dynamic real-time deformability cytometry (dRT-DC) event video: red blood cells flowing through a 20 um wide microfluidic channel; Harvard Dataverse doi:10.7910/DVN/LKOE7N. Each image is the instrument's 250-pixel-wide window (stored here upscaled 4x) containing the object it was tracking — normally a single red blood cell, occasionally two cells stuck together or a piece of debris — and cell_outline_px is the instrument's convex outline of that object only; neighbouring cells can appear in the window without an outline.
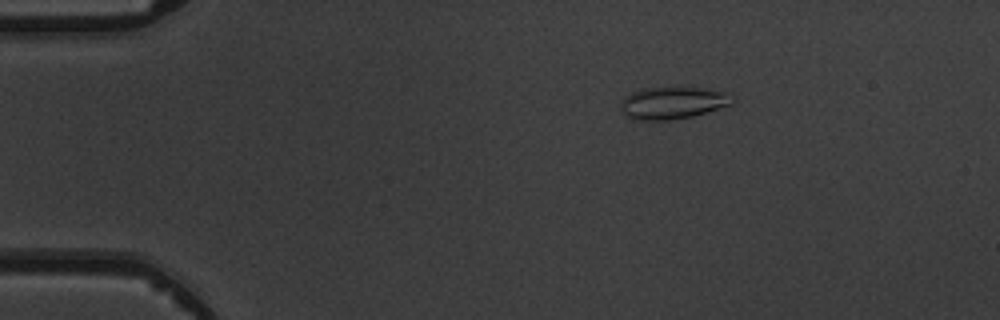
{"species": "common noctule bat (a hibernating species)", "species_latin": "Nyctalus noctula", "temperature_condition": "warm", "stored_images_in_passage": 5, "camera_frame_rate_fps": 3000, "um_per_image_px": 0.085, "animal": {"sex": "male", "body_mass_g": 19.5, "forearm_length_mm": 54.6}, "frame": {"image": 1, "passage_image": 3, "time_ms": 2.333, "image_size_px": [1000, 320], "cell_outline_px": [[736, 100], [732, 104], [708, 112], [692, 116], [668, 120], [636, 120], [624, 116], [620, 108], [624, 96], [632, 92], [644, 88], [680, 84], [724, 92]], "centroid_in_image_um": [57.16, 8.7], "position_along_channel_um": 27.8, "area_um2": 21.68}}
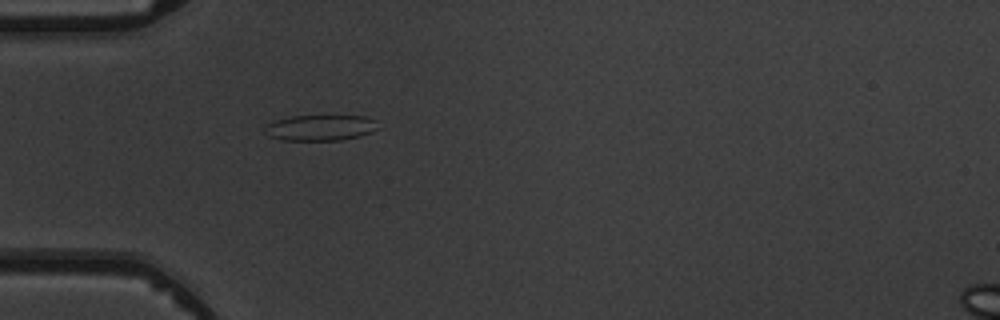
{"frame": {"image": 2, "passage_image": 5, "time_ms": 4.667, "image_size_px": [1000, 320], "cell_outline_px": [[380, 128], [372, 132], [360, 136], [340, 140], [280, 140], [268, 136], [264, 132], [264, 128], [272, 120], [292, 116], [368, 116], [376, 120]], "centroid_in_image_um": [27.24, 10.85], "position_along_channel_um": 57.8, "area_um2": 17.28}}